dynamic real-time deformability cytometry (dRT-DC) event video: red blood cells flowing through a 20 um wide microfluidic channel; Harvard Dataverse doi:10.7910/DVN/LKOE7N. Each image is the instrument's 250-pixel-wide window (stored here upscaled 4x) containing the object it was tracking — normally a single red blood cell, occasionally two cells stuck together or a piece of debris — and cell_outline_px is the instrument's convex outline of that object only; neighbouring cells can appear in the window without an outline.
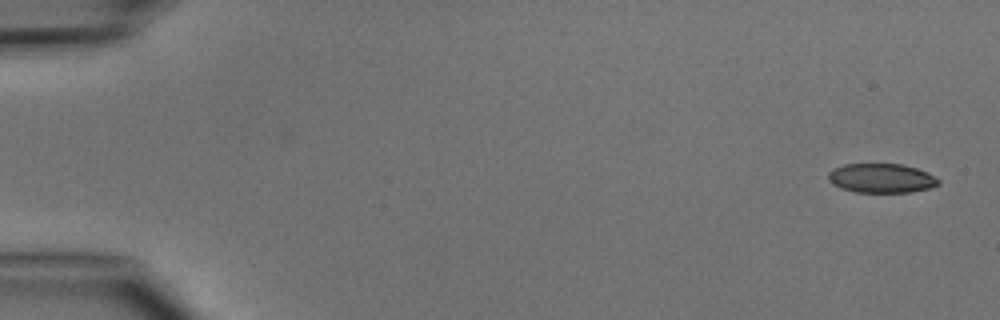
{"species": "common noctule bat (a hibernating species)", "species_latin": "Nyctalus noctula", "temperature_condition": "cold", "stored_images_in_passage": 5, "camera_frame_rate_fps": 3000, "um_per_image_px": 0.085, "animal": {"sex": "male", "body_mass_g": 15.6}, "frame": {"image": 1, "passage_image": 1, "time_ms": 0.0, "image_size_px": [1000, 320], "cell_outline_px": [[940, 184], [928, 188], [908, 192], [856, 192], [840, 188], [832, 184], [828, 180], [828, 172], [832, 168], [844, 164], [904, 164], [928, 172], [940, 180]], "centroid_in_image_um": [74.89, 15.14], "position_along_channel_um": 10.1, "area_um2": 18.9}}
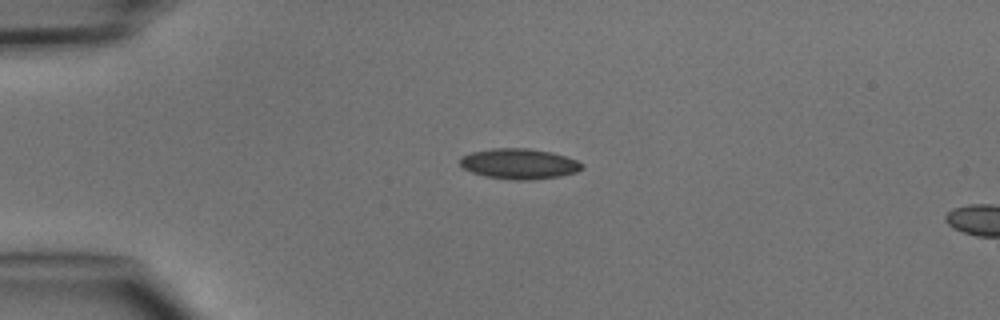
{"frame": {"image": 2, "passage_image": 4, "time_ms": 3.333, "image_size_px": [1000, 320], "cell_outline_px": [[584, 168], [576, 172], [560, 176], [532, 180], [512, 180], [484, 176], [472, 172], [464, 168], [460, 164], [460, 156], [472, 152], [492, 148], [528, 148], [552, 152], [576, 160], [584, 164]], "centroid_in_image_um": [44.13, 13.92], "position_along_channel_um": 40.9, "area_um2": 21.73}}